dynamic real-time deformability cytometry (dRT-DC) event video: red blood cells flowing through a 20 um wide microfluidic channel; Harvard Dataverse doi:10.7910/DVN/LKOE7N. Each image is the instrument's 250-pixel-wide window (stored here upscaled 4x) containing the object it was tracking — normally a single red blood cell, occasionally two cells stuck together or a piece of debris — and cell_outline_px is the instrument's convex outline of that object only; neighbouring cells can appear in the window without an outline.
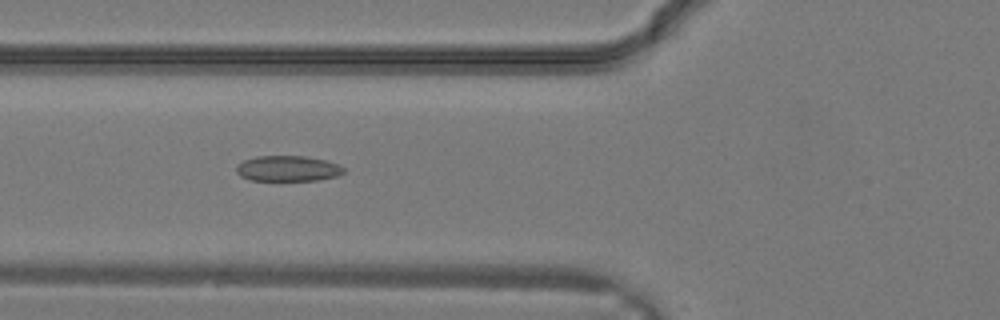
{"species": "common noctule bat (a hibernating species)", "species_latin": "Nyctalus noctula", "temperature_condition": "warm", "stored_images_in_passage": 32, "camera_frame_rate_fps": 3000, "um_per_image_px": 0.085, "animal": {"sex": "male", "body_mass_g": 19.2, "forearm_length_mm": 51.8}, "frame": {"image": 1, "passage_image": 13, "time_ms": 4.0, "image_size_px": [1000, 320], "cell_outline_px": [[344, 172], [336, 176], [316, 180], [248, 180], [240, 176], [236, 172], [236, 164], [244, 160], [256, 156], [304, 156], [324, 160], [336, 164], [344, 168]], "centroid_in_image_um": [24.4, 14.32], "position_along_channel_um": 101.4, "area_um2": 15.9}}
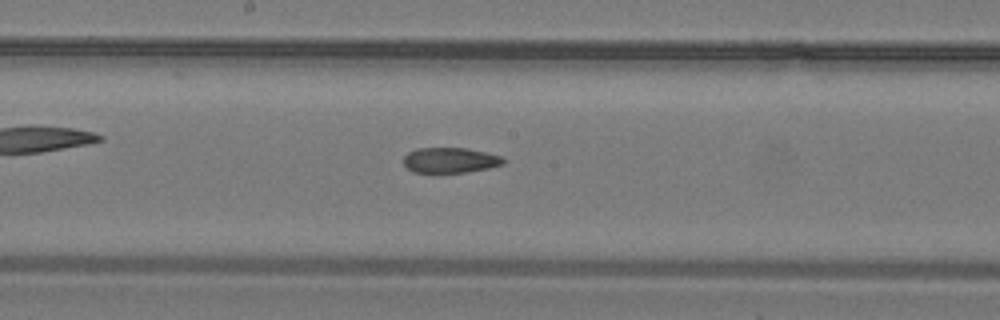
{"frame": {"image": 2, "passage_image": 18, "time_ms": 5.667, "image_size_px": [1000, 320], "cell_outline_px": [[504, 164], [488, 168], [464, 172], [412, 172], [404, 164], [404, 156], [408, 152], [416, 148], [464, 148], [504, 156]], "centroid_in_image_um": [38.26, 13.61], "position_along_channel_um": 209.9, "area_um2": 14.62}}
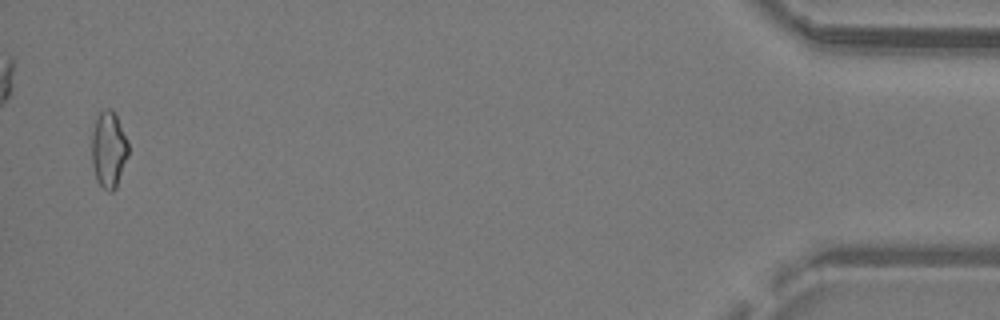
{"frame": {"image": 3, "passage_image": 32, "time_ms": 10.333, "image_size_px": [1000, 320], "cell_outline_px": [[128, 156], [116, 188], [112, 192], [108, 192], [96, 180], [92, 164], [92, 132], [96, 120], [100, 112], [104, 108], [112, 108], [116, 116], [128, 144]], "centroid_in_image_um": [9.23, 12.73], "position_along_channel_um": 426.0, "area_um2": 16.13}}